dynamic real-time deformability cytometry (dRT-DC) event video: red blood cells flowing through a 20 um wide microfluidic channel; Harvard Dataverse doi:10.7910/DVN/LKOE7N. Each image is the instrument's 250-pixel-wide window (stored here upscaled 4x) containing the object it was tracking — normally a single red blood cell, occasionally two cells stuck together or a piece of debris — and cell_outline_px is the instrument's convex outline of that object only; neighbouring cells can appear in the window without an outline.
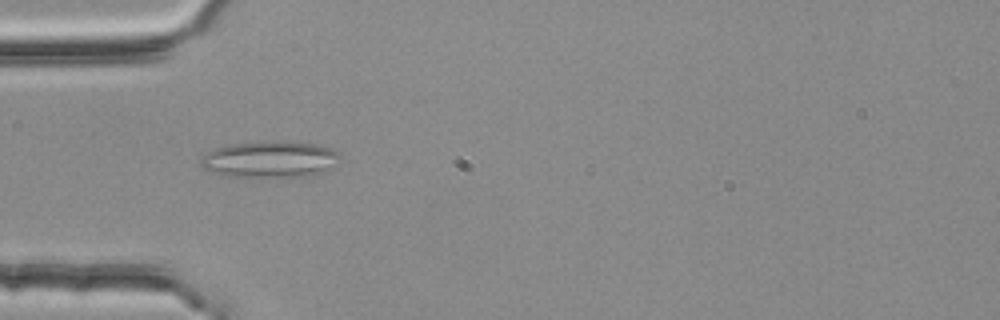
{"species": "common noctule bat (a hibernating species)", "species_latin": "Nyctalus noctula", "temperature_condition": "room temperature", "stored_images_in_passage": 3, "camera_frame_rate_fps": 3000, "um_per_image_px": 0.085, "animal": {"sex": "female", "body_mass_g": 25.1}, "frame": {"image": 1, "passage_image": 3, "time_ms": 0.667, "image_size_px": [1000, 320], "cell_outline_px": [[340, 156], [336, 164], [320, 172], [308, 176], [224, 176], [212, 172], [204, 168], [200, 164], [200, 160], [208, 152], [216, 148], [232, 144], [316, 144], [332, 148], [340, 152]], "centroid_in_image_um": [22.94, 13.59], "position_along_channel_um": 62.1, "area_um2": 28.15}}